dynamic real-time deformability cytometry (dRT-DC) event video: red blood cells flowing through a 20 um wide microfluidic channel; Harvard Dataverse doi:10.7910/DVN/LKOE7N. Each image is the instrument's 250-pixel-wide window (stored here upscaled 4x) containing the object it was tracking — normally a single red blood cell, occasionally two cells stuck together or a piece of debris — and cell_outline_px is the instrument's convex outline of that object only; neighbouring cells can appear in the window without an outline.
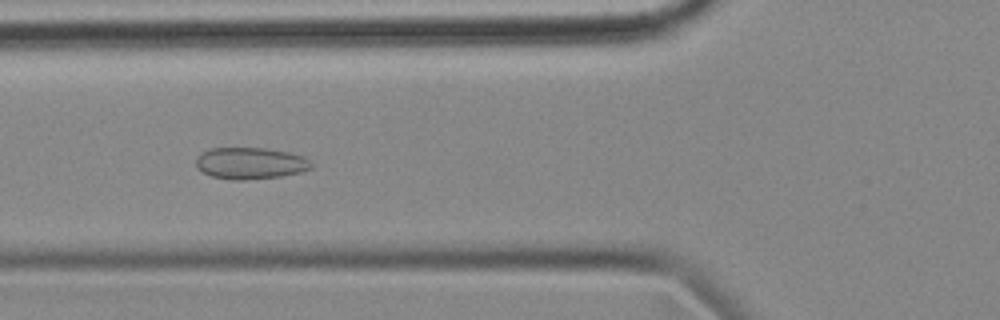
{"species": "common noctule bat (a hibernating species)", "species_latin": "Nyctalus noctula", "temperature_condition": "cold", "stored_images_in_passage": 38, "camera_frame_rate_fps": 3000, "um_per_image_px": 0.085, "animal": {"sex": "female", "body_mass_g": 18.4}, "frame": {"image": 1, "passage_image": 13, "time_ms": 4.0, "image_size_px": [1000, 320], "cell_outline_px": [[312, 168], [300, 172], [280, 176], [244, 180], [228, 180], [212, 176], [196, 168], [196, 156], [212, 148], [264, 148], [288, 152], [304, 156], [312, 164]], "centroid_in_image_um": [21.26, 13.88], "position_along_channel_um": 104.5, "area_um2": 21.21}}
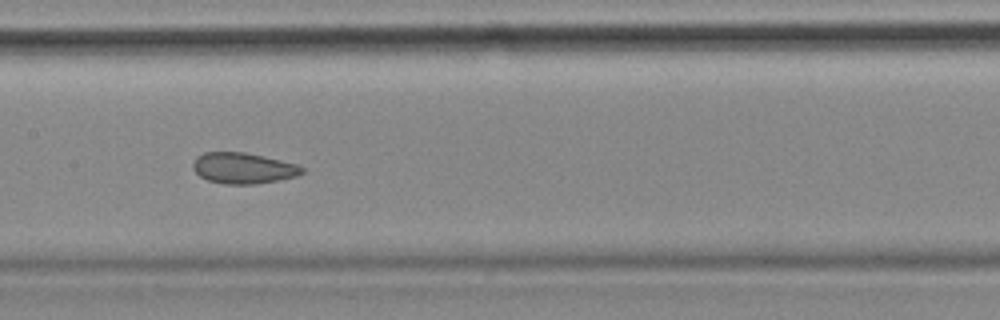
{"frame": {"image": 2, "passage_image": 20, "time_ms": 6.333, "image_size_px": [1000, 320], "cell_outline_px": [[304, 172], [296, 176], [256, 184], [224, 184], [208, 180], [200, 176], [192, 168], [192, 164], [196, 156], [204, 152], [244, 152], [300, 164], [304, 168]], "centroid_in_image_um": [20.67, 14.28], "position_along_channel_um": 186.7, "area_um2": 19.71}}
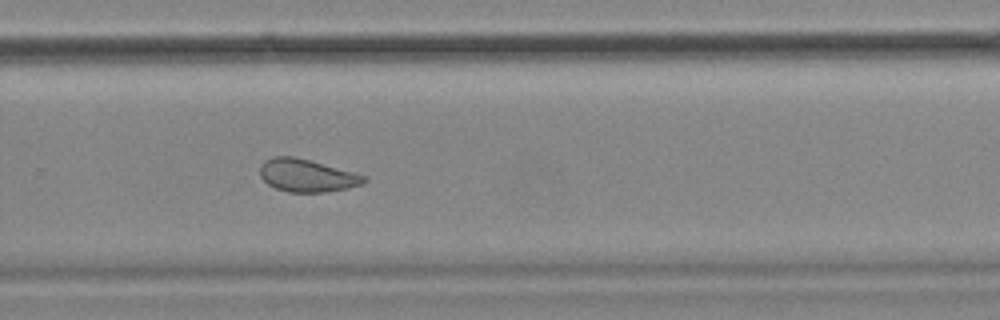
{"frame": {"image": 3, "passage_image": 30, "time_ms": 9.667, "image_size_px": [1000, 320], "cell_outline_px": [[368, 180], [364, 184], [324, 192], [288, 192], [276, 188], [268, 184], [260, 176], [260, 164], [264, 160], [272, 156], [292, 156], [308, 160], [368, 176]], "centroid_in_image_um": [26.07, 14.91], "position_along_channel_um": 303.7, "area_um2": 19.71}, "authors_computed_cell_mechanics": {"area_um2": 20.519, "velocity_mm_per_s": 3.5218, "shape_relaxation_time_tau1_ms": null, "shape_relaxation_time_tau2_ms": 1.1586, "deformation_change_tau1": null, "deformation_change_tau2": 0.0568}}